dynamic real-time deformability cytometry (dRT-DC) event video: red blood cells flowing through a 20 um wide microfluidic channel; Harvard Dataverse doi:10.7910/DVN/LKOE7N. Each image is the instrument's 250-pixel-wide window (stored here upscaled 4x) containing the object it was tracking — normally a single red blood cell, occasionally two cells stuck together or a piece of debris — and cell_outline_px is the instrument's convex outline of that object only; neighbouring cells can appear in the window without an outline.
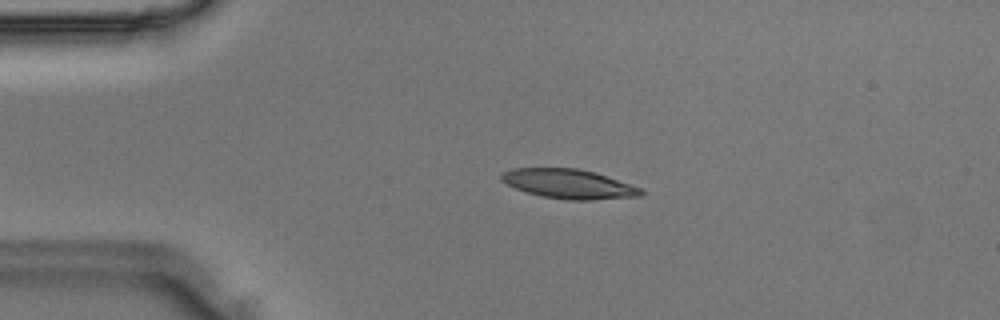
{"species": "Egyptian fruit bat (a non-hibernating species)", "species_latin": "Rousettus aegyptiacus", "temperature_condition": "room temperature", "stored_images_in_passage": 46, "camera_frame_rate_fps": 3000, "um_per_image_px": 0.085, "animal": {"sex": "male"}, "frame": {"image": 1, "passage_image": 9, "time_ms": 2.667, "image_size_px": [1000, 320], "cell_outline_px": [[644, 192], [640, 196], [588, 200], [568, 200], [540, 196], [516, 188], [500, 180], [500, 172], [512, 168], [576, 168], [596, 172], [644, 188]], "centroid_in_image_um": [48.36, 15.62], "position_along_channel_um": 36.6, "area_um2": 24.1}}
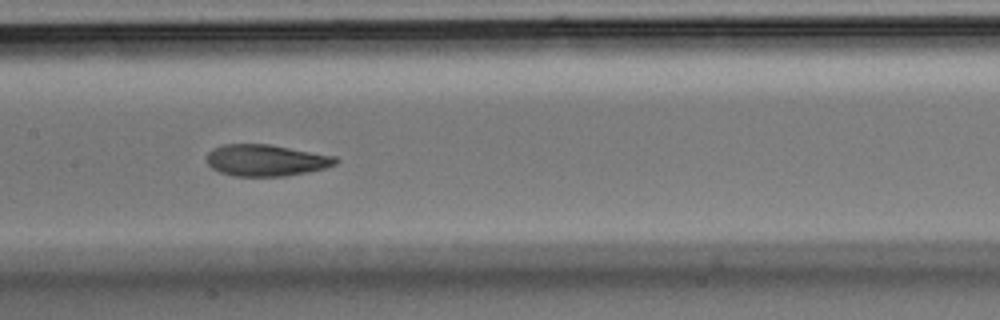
{"frame": {"image": 2, "passage_image": 22, "time_ms": 7.0, "image_size_px": [1000, 320], "cell_outline_px": [[340, 160], [336, 164], [324, 168], [308, 172], [284, 176], [232, 176], [220, 172], [212, 168], [204, 160], [208, 152], [212, 148], [224, 144], [268, 144], [336, 156]], "centroid_in_image_um": [22.58, 13.62], "position_along_channel_um": 184.8, "area_um2": 23.87}}
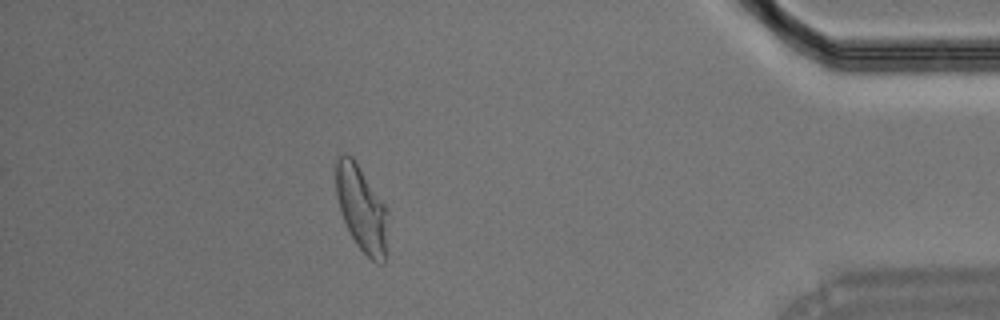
{"frame": {"image": 3, "passage_image": 41, "time_ms": 13.333, "image_size_px": [1000, 320], "cell_outline_px": [[388, 212], [384, 264], [376, 264], [356, 244], [340, 212], [336, 196], [336, 156], [344, 152], [352, 156], [384, 204]], "centroid_in_image_um": [30.71, 17.71], "position_along_channel_um": 404.5, "area_um2": 25.66}}